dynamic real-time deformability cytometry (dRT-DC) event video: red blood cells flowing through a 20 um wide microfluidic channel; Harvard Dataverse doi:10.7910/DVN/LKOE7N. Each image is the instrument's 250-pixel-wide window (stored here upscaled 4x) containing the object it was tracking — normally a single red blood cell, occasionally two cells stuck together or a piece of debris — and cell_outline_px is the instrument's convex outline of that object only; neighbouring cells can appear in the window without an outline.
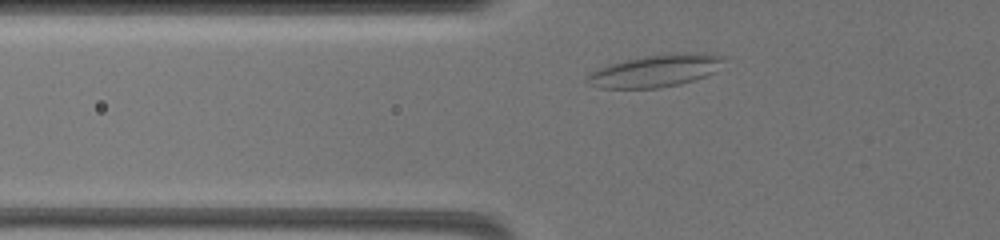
{"species": "common noctule bat (a hibernating species)", "species_latin": "Nyctalus noctula", "temperature_condition": "warm", "stored_images_in_passage": 7, "camera_frame_rate_fps": 3000, "um_per_image_px": 0.085, "animal": {"sex": "female", "body_mass_g": 19.5, "forearm_length_mm": 54.1}, "frame": {"image": 1, "passage_image": 2, "time_ms": 1.333, "image_size_px": [1000, 240], "cell_outline_px": [[724, 60], [716, 72], [680, 84], [660, 88], [600, 88], [588, 84], [584, 80], [592, 72], [608, 64], [624, 60], [644, 56], [684, 52], [696, 52], [724, 56]], "centroid_in_image_um": [55.72, 6.01], "position_along_channel_um": 70.1, "area_um2": 25.66}}
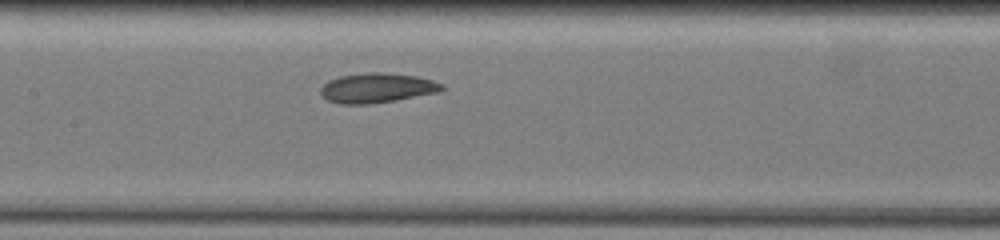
{"frame": {"image": 2, "passage_image": 5, "time_ms": 4.667, "image_size_px": [1000, 240], "cell_outline_px": [[444, 88], [440, 92], [396, 100], [368, 104], [340, 104], [328, 100], [320, 92], [320, 88], [328, 80], [340, 76], [364, 72], [388, 72], [416, 76], [432, 80], [444, 84]], "centroid_in_image_um": [32.06, 7.46], "position_along_channel_um": 175.3, "area_um2": 21.15}}
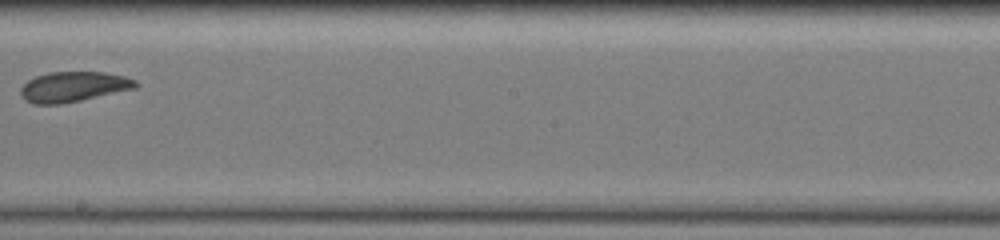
{"frame": {"image": 3, "passage_image": 7, "time_ms": 6.667, "image_size_px": [1000, 240], "cell_outline_px": [[140, 84], [136, 88], [80, 100], [56, 104], [36, 104], [24, 100], [20, 92], [20, 88], [28, 80], [36, 76], [48, 72], [104, 72], [124, 76], [136, 80]], "centroid_in_image_um": [6.24, 7.36], "position_along_channel_um": 242.0, "area_um2": 20.11}}